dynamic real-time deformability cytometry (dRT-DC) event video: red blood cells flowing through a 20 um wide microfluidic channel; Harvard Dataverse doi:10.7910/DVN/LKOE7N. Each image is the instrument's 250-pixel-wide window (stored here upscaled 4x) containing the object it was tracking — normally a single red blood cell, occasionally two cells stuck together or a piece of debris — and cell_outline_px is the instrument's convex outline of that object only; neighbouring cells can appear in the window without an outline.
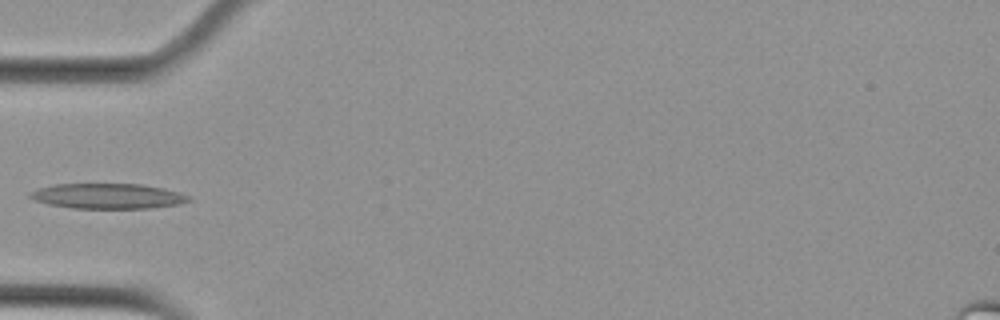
{"species": "Egyptian fruit bat (a non-hibernating species)", "species_latin": "Rousettus aegyptiacus", "temperature_condition": "cold", "stored_images_in_passage": 5, "camera_frame_rate_fps": 3000, "um_per_image_px": 0.085, "animal": {"sex": "female"}, "frame": {"image": 1, "passage_image": 5, "time_ms": 1.333, "image_size_px": [1000, 320], "cell_outline_px": [[192, 200], [180, 204], [148, 208], [72, 208], [48, 204], [36, 200], [28, 196], [28, 192], [40, 188], [56, 184], [140, 184], [164, 188], [180, 192], [192, 196]], "centroid_in_image_um": [9.21, 16.66], "position_along_channel_um": 75.8, "area_um2": 23.35}}